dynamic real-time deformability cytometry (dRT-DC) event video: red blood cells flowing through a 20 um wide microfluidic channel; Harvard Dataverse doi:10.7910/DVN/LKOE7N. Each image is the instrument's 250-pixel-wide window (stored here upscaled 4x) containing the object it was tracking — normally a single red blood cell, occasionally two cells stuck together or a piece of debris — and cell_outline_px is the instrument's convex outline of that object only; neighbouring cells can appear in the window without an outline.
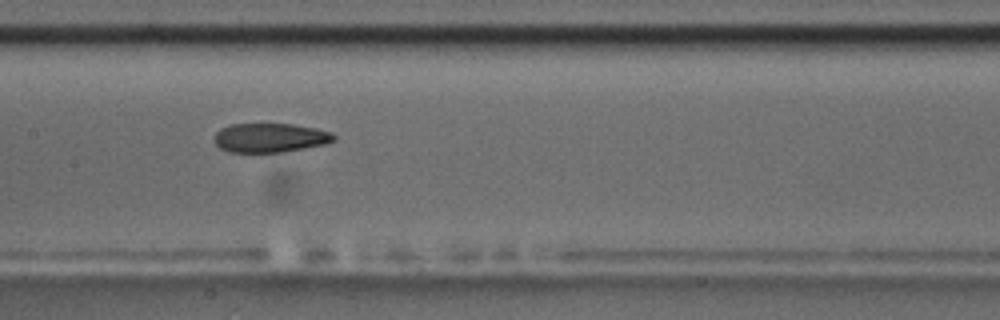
{"species": "common noctule bat (a hibernating species)", "species_latin": "Nyctalus noctula", "temperature_condition": "room temperature", "stored_images_in_passage": 9, "camera_frame_rate_fps": 3000, "um_per_image_px": 0.085, "animal": {"sex": "male", "body_mass_g": 17.5, "forearm_length_mm": 52.3}, "frame": {"image": 1, "passage_image": 9, "time_ms": 9.0, "image_size_px": [1000, 320], "cell_outline_px": [[336, 140], [324, 144], [280, 152], [228, 152], [220, 148], [212, 140], [216, 132], [220, 128], [228, 124], [292, 124], [316, 128], [332, 132], [336, 136]], "centroid_in_image_um": [22.92, 11.7], "position_along_channel_um": 184.5, "area_um2": 20.4}}